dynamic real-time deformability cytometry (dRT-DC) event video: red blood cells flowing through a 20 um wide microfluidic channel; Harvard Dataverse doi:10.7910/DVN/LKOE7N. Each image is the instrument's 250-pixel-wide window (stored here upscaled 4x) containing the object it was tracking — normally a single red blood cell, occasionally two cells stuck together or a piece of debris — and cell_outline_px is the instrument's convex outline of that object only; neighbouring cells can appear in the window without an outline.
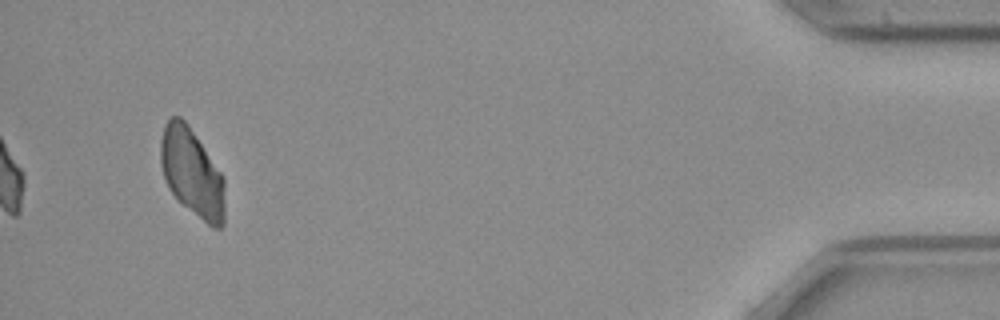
{"species": "common noctule bat (a hibernating species)", "species_latin": "Nyctalus noctula", "temperature_condition": "cold", "stored_images_in_passage": 41, "camera_frame_rate_fps": 3000, "um_per_image_px": 0.085, "animal": {"sex": "female", "body_mass_g": 21.9}, "frame": {"image": 1, "passage_image": 41, "time_ms": 13.333, "image_size_px": [1000, 320], "cell_outline_px": [[224, 224], [220, 228], [212, 228], [184, 204], [168, 188], [164, 180], [160, 164], [160, 140], [164, 124], [172, 116], [180, 116], [188, 124], [224, 176]], "centroid_in_image_um": [16.31, 14.64], "position_along_channel_um": 418.9, "area_um2": 32.95}}